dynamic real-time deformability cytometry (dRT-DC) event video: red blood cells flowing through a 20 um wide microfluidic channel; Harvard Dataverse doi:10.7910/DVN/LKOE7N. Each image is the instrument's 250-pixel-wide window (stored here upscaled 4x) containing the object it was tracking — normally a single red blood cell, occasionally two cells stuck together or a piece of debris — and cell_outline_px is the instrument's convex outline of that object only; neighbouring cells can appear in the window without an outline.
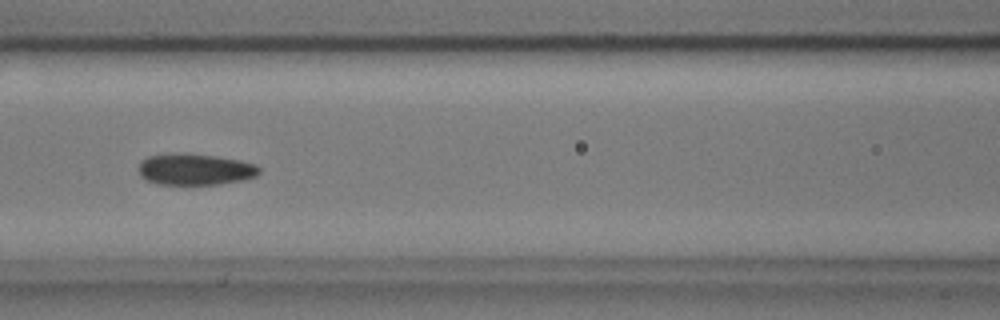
{"species": "common noctule bat (a hibernating species)", "species_latin": "Nyctalus noctula", "temperature_condition": "cold", "stored_images_in_passage": 31, "camera_frame_rate_fps": 3000, "um_per_image_px": 0.085, "animal": {"sex": "male", "body_mass_g": 17.9, "forearm_length_mm": 54.2}, "frame": {"image": 1, "passage_image": 4, "time_ms": 1.0, "image_size_px": [1000, 320], "cell_outline_px": [[260, 172], [256, 176], [244, 180], [220, 184], [192, 188], [156, 184], [144, 180], [140, 176], [140, 160], [148, 156], [168, 152], [180, 152], [216, 156], [240, 160], [256, 164], [260, 168]], "centroid_in_image_um": [16.54, 14.43], "position_along_channel_um": 150.1, "area_um2": 23.41}}
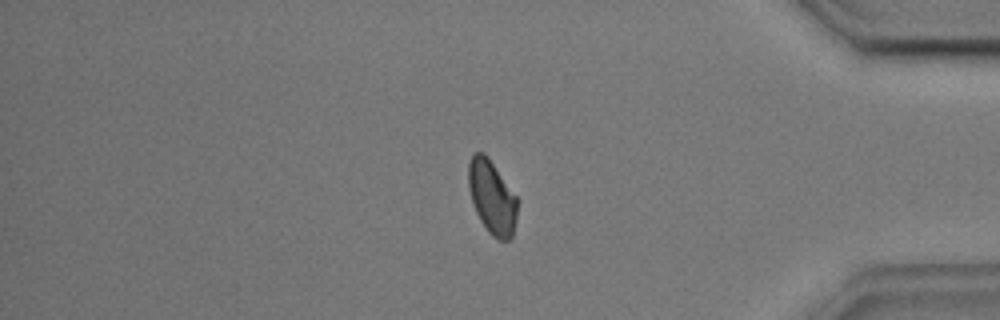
{"frame": {"image": 2, "passage_image": 27, "time_ms": 8.667, "image_size_px": [1000, 320], "cell_outline_px": [[516, 220], [512, 236], [508, 240], [500, 240], [492, 236], [488, 232], [480, 220], [472, 204], [468, 188], [468, 164], [472, 152], [484, 152], [488, 156], [516, 196]], "centroid_in_image_um": [41.78, 16.74], "position_along_channel_um": 393.4, "area_um2": 21.04}}